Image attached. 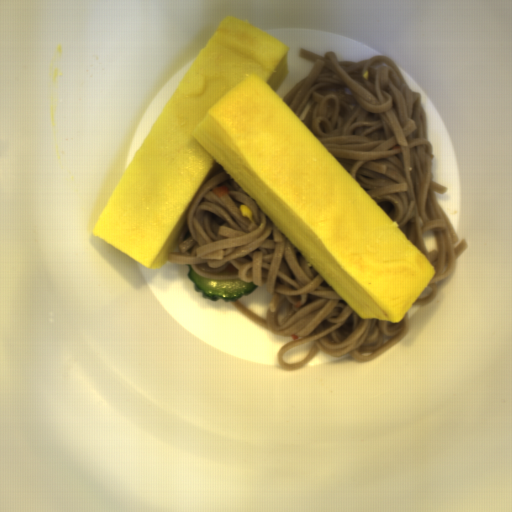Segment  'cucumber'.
<instances>
[{"label": "cucumber", "instance_id": "cucumber-1", "mask_svg": "<svg viewBox=\"0 0 512 512\" xmlns=\"http://www.w3.org/2000/svg\"><path fill=\"white\" fill-rule=\"evenodd\" d=\"M187 267V278L192 282L194 290L202 293L204 299L238 301L257 287L251 281L245 282L242 279L205 278L193 269L191 263Z\"/></svg>", "mask_w": 512, "mask_h": 512}]
</instances>
